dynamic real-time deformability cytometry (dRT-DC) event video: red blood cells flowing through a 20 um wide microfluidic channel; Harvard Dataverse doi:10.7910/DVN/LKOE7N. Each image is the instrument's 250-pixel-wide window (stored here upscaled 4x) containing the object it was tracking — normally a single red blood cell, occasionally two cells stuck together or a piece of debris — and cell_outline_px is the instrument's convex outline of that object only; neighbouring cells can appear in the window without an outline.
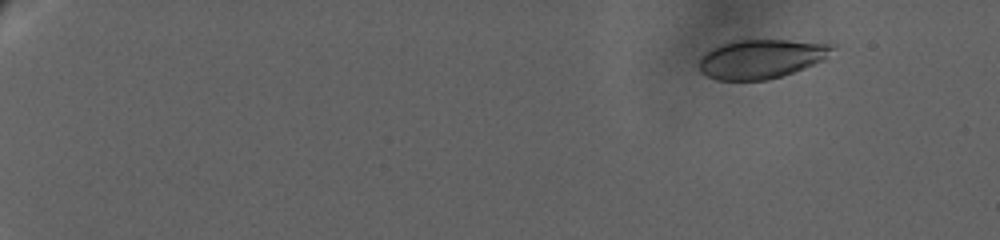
{"species": "human", "species_latin": "Homo sapiens", "temperature_condition": "warm", "stored_images_in_passage": 28, "camera_frame_rate_fps": 3000, "um_per_image_px": 0.085, "donor": {"sex": "female"}, "frame": {"image": 1, "passage_image": 7, "time_ms": 3.0, "image_size_px": [1000, 240], "cell_outline_px": [[836, 48], [824, 60], [804, 68], [768, 80], [716, 80], [700, 72], [700, 56], [712, 48], [732, 40], [788, 40], [836, 44]], "centroid_in_image_um": [64.72, 4.99], "position_along_channel_um": 20.3, "area_um2": 30.4}}
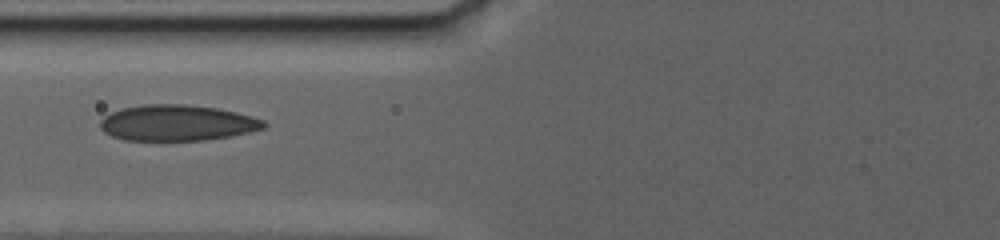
{"frame": {"image": 2, "passage_image": 20, "time_ms": 12.333, "image_size_px": [1000, 240], "cell_outline_px": [[268, 124], [264, 128], [232, 136], [204, 140], [124, 140], [112, 136], [104, 132], [100, 128], [100, 120], [104, 116], [112, 112], [124, 108], [144, 104], [184, 104], [216, 108], [236, 112], [252, 116], [264, 120]], "centroid_in_image_um": [15.06, 10.44], "position_along_channel_um": 110.7, "area_um2": 34.22}}
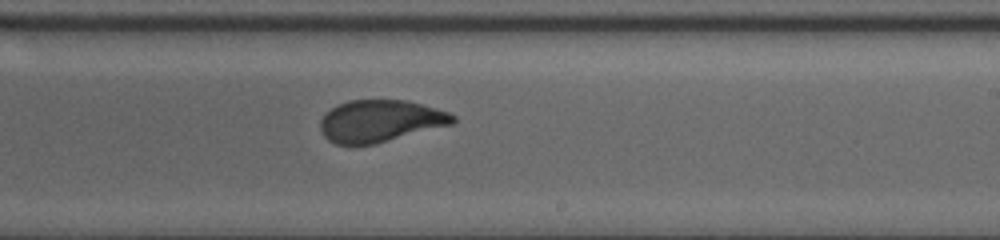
{"frame": {"image": 3, "passage_image": 28, "time_ms": 17.333, "image_size_px": [1000, 240], "cell_outline_px": [[456, 120], [452, 124], [376, 144], [336, 144], [328, 140], [324, 136], [320, 128], [320, 120], [332, 108], [348, 100], [404, 100], [436, 108], [448, 112], [456, 116]], "centroid_in_image_um": [32.33, 10.29], "position_along_channel_um": 256.7, "area_um2": 32.19}}